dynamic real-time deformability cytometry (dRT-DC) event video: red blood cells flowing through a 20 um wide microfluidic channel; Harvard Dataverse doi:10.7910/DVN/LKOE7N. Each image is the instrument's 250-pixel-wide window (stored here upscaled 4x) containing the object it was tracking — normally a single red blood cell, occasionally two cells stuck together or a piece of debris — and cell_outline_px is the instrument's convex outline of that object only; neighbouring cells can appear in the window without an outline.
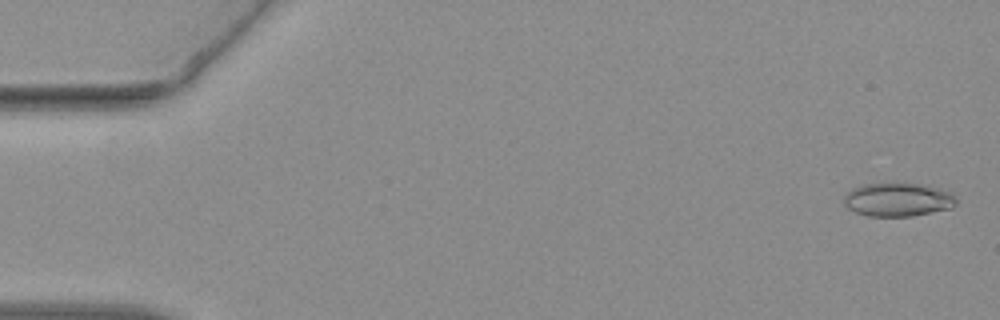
{"species": "common noctule bat (a hibernating species)", "species_latin": "Nyctalus noctula", "temperature_condition": "warm", "stored_images_in_passage": 55, "camera_frame_rate_fps": 3000, "um_per_image_px": 0.085, "animal": {"sex": "female", "body_mass_g": 19.3, "forearm_length_mm": 54.1}, "frame": {"image": 1, "passage_image": 2, "time_ms": 0.333, "image_size_px": [1000, 320], "cell_outline_px": [[956, 204], [952, 208], [912, 216], [868, 216], [856, 212], [848, 208], [844, 204], [844, 196], [852, 188], [864, 184], [920, 184], [940, 188], [952, 192], [956, 196]], "centroid_in_image_um": [76.35, 16.97], "position_along_channel_um": 8.6, "area_um2": 21.91}}
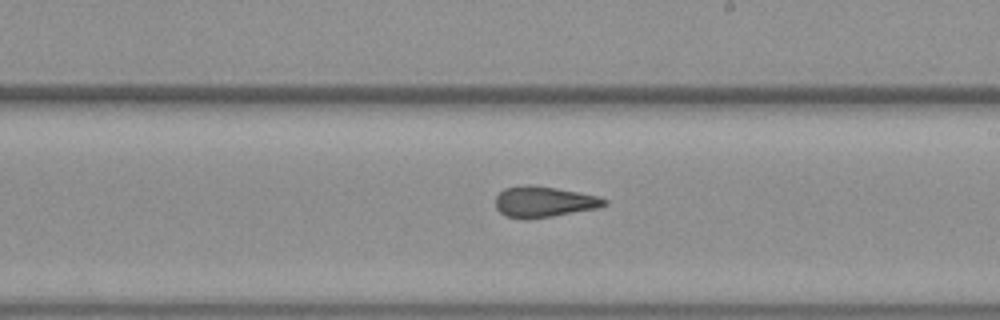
{"frame": {"image": 2, "passage_image": 32, "time_ms": 10.333, "image_size_px": [1000, 320], "cell_outline_px": [[608, 204], [600, 208], [528, 220], [520, 220], [504, 216], [496, 208], [496, 196], [504, 188], [556, 188], [580, 192], [596, 196], [608, 200]], "centroid_in_image_um": [46.27, 17.22], "position_along_channel_um": 242.7, "area_um2": 19.13}}
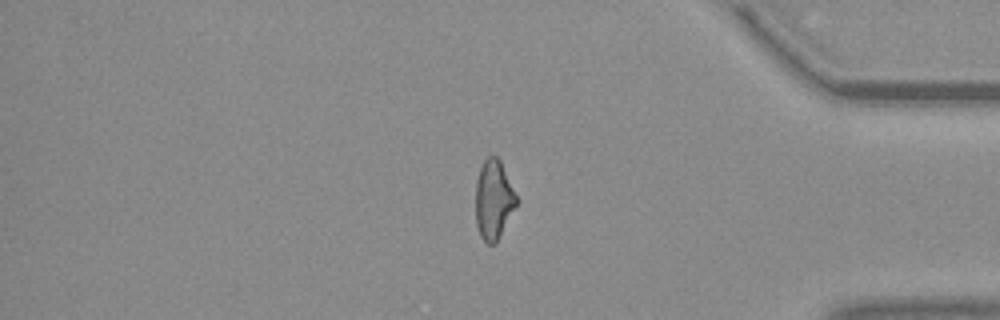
{"frame": {"image": 3, "passage_image": 46, "time_ms": 15.0, "image_size_px": [1000, 320], "cell_outline_px": [[516, 204], [496, 240], [492, 244], [488, 244], [480, 236], [476, 224], [476, 180], [480, 168], [484, 160], [488, 156], [496, 156], [500, 160], [516, 196]], "centroid_in_image_um": [41.91, 16.93], "position_along_channel_um": 393.3, "area_um2": 18.15}, "authors_computed_cell_mechanics": {"area_um2": 19.941, "velocity_mm_per_s": 3.7992, "shape_relaxation_time_tau1_ms": null, "shape_relaxation_time_tau2_ms": 2.0295, "deformation_change_tau1": null, "deformation_change_tau2": 0.1141}}